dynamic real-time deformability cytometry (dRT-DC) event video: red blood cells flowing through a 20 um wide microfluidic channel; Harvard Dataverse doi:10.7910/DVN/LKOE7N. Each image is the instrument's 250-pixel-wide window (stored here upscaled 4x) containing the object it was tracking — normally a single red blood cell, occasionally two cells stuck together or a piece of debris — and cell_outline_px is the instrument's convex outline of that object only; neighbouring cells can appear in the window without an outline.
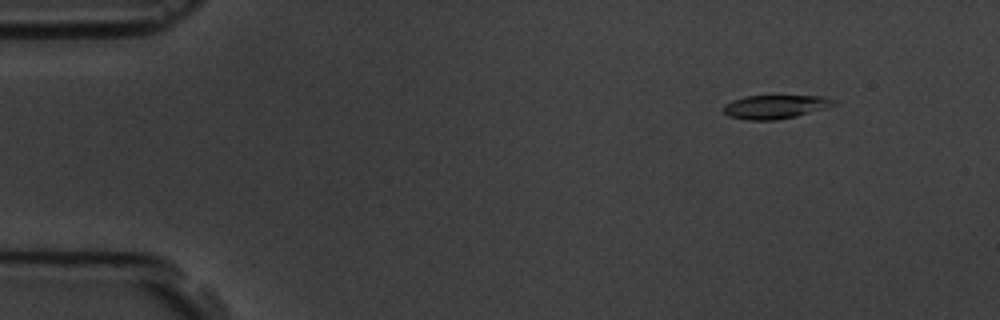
{"species": "common noctule bat (a hibernating species)", "species_latin": "Nyctalus noctula", "temperature_condition": "room temperature", "stored_images_in_passage": 5, "camera_frame_rate_fps": 3000, "um_per_image_px": 0.085, "animal": {"sex": "male", "body_mass_g": 19.5, "forearm_length_mm": 54.6}, "frame": {"image": 1, "passage_image": 3, "time_ms": 2.0, "image_size_px": [1000, 320], "cell_outline_px": [[836, 104], [796, 116], [776, 120], [744, 120], [728, 116], [724, 112], [724, 104], [732, 100], [744, 96], [824, 96], [836, 100]], "centroid_in_image_um": [65.84, 9.07], "position_along_channel_um": 19.2, "area_um2": 15.14}}
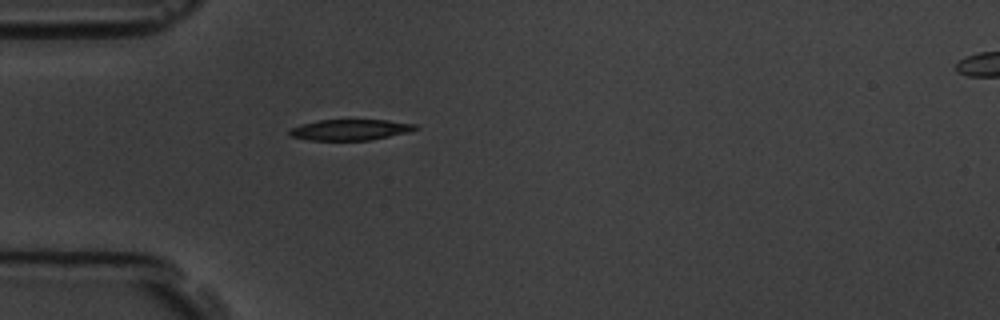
{"frame": {"image": 2, "passage_image": 5, "time_ms": 5.333, "image_size_px": [1000, 320], "cell_outline_px": [[420, 128], [408, 132], [368, 140], [308, 140], [288, 136], [288, 132], [292, 128], [304, 124], [320, 120], [388, 120], [416, 124]], "centroid_in_image_um": [29.77, 11.03], "position_along_channel_um": 55.2, "area_um2": 15.14}}